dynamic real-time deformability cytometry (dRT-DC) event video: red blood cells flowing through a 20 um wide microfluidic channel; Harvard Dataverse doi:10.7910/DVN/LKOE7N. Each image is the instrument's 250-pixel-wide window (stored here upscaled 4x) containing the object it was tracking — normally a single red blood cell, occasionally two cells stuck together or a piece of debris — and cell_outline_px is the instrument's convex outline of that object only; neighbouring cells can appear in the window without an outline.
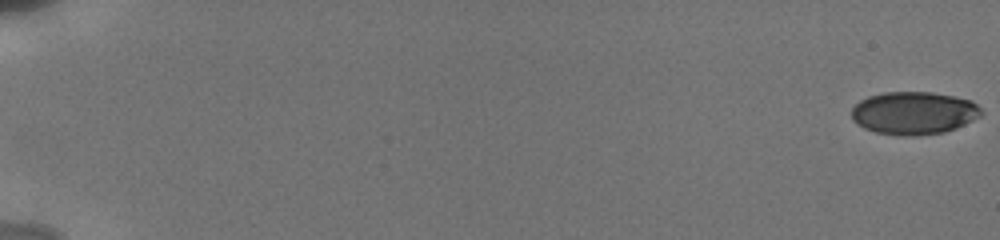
{"species": "human", "species_latin": "Homo sapiens", "temperature_condition": "cold", "stored_images_in_passage": 85, "camera_frame_rate_fps": 3000, "um_per_image_px": 0.085, "donor": {"sex": "male"}, "frame": {"image": 1, "passage_image": 1, "time_ms": 0.0, "image_size_px": [1000, 240], "cell_outline_px": [[984, 112], [980, 116], [956, 128], [944, 132], [916, 136], [900, 136], [876, 132], [864, 128], [856, 124], [852, 120], [852, 108], [860, 100], [868, 96], [884, 92], [932, 92], [972, 100]], "centroid_in_image_um": [77.66, 9.61], "position_along_channel_um": 7.3, "area_um2": 32.48}}
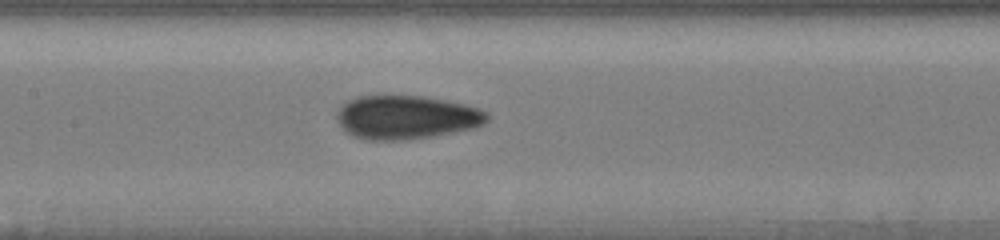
{"frame": {"image": 2, "passage_image": 47, "time_ms": 9.667, "image_size_px": [1000, 240], "cell_outline_px": [[488, 120], [484, 124], [476, 128], [432, 136], [404, 140], [364, 140], [352, 136], [344, 132], [336, 120], [336, 112], [340, 104], [356, 96], [424, 96], [464, 104], [488, 112]], "centroid_in_image_um": [34.48, 9.98], "position_along_channel_um": 172.9, "area_um2": 38.67}}
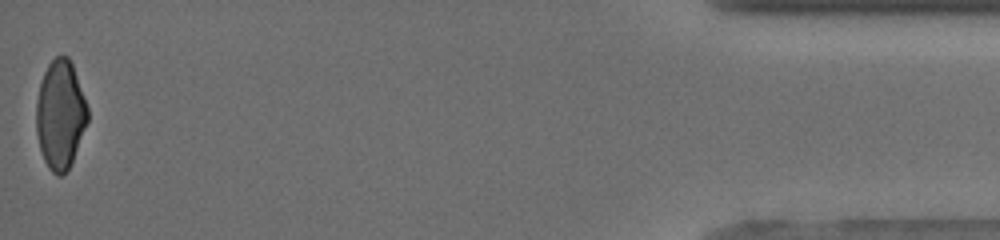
{"frame": {"image": 3, "passage_image": 85, "time_ms": 18.333, "image_size_px": [1000, 240], "cell_outline_px": [[88, 120], [72, 160], [68, 168], [60, 176], [56, 176], [48, 168], [44, 160], [40, 148], [36, 132], [36, 100], [40, 84], [44, 72], [48, 64], [56, 56], [68, 56], [72, 64], [88, 108]], "centroid_in_image_um": [5.11, 9.74], "position_along_channel_um": 430.1, "area_um2": 32.25}, "authors_computed_cell_mechanics": {"area_um2": 35.547, "velocity_mm_per_s": 3.8655, "shape_relaxation_time_tau1_ms": 6.8618, "shape_relaxation_time_tau2_ms": 1.5539, "deformation_change_tau1": 0.1426, "deformation_change_tau2": 0.0694}}